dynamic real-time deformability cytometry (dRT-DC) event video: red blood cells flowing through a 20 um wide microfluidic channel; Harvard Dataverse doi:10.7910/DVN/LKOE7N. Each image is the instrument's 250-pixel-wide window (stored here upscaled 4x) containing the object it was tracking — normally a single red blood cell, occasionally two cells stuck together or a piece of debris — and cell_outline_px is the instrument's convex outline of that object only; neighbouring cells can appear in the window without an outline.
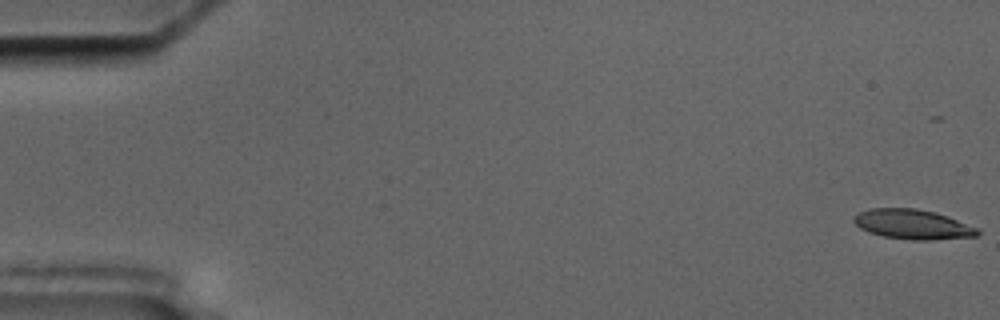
{"species": "common noctule bat (a hibernating species)", "species_latin": "Nyctalus noctula", "temperature_condition": "cold", "stored_images_in_passage": 58, "camera_frame_rate_fps": 3000, "um_per_image_px": 0.085, "animal": {"sex": "male", "body_mass_g": 17.5, "forearm_length_mm": 52.3}, "frame": {"image": 1, "passage_image": 1, "time_ms": 0.0, "image_size_px": [1000, 320], "cell_outline_px": [[980, 232], [976, 236], [928, 240], [912, 240], [884, 236], [868, 232], [860, 228], [852, 220], [852, 216], [868, 208], [916, 208], [936, 212], [948, 216], [976, 228]], "centroid_in_image_um": [77.53, 19.05], "position_along_channel_um": 7.5, "area_um2": 21.39}}
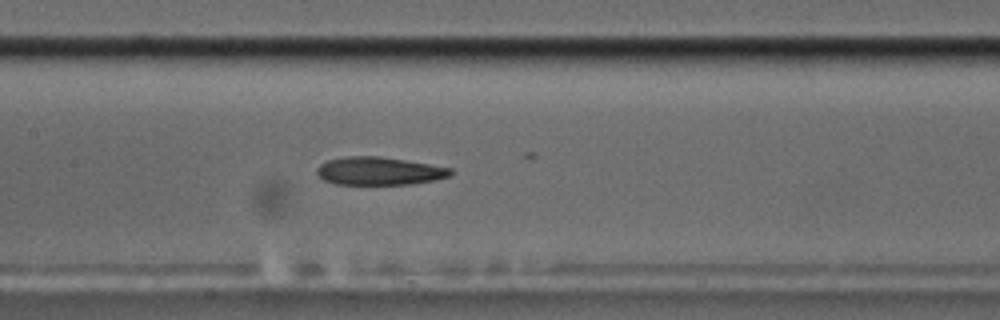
{"frame": {"image": 2, "passage_image": 28, "time_ms": 9.0, "image_size_px": [1000, 320], "cell_outline_px": [[452, 172], [448, 176], [432, 180], [412, 184], [336, 184], [324, 180], [316, 172], [316, 168], [320, 164], [328, 160], [348, 156], [376, 156], [404, 160], [452, 168]], "centroid_in_image_um": [32.19, 14.53], "position_along_channel_um": 175.2, "area_um2": 21.5}}
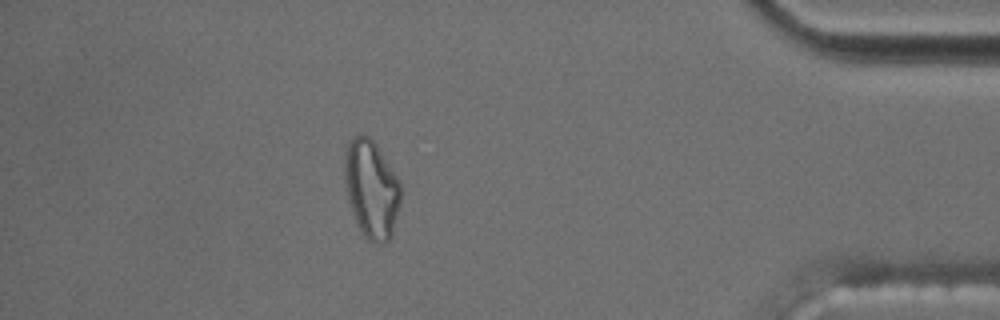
{"frame": {"image": 3, "passage_image": 51, "time_ms": 16.667, "image_size_px": [1000, 320], "cell_outline_px": [[400, 204], [392, 236], [384, 244], [380, 244], [368, 240], [364, 236], [352, 212], [348, 200], [344, 180], [344, 148], [348, 140], [352, 136], [364, 132], [372, 136], [400, 180]], "centroid_in_image_um": [31.56, 15.98], "position_along_channel_um": 403.6, "area_um2": 32.89}, "authors_computed_cell_mechanics": {"area_um2": 22.5998, "velocity_mm_per_s": 3.534, "shape_relaxation_time_tau1_ms": null, "shape_relaxation_time_tau2_ms": 9.0283, "deformation_change_tau1": null, "deformation_change_tau2": 0.2287}}